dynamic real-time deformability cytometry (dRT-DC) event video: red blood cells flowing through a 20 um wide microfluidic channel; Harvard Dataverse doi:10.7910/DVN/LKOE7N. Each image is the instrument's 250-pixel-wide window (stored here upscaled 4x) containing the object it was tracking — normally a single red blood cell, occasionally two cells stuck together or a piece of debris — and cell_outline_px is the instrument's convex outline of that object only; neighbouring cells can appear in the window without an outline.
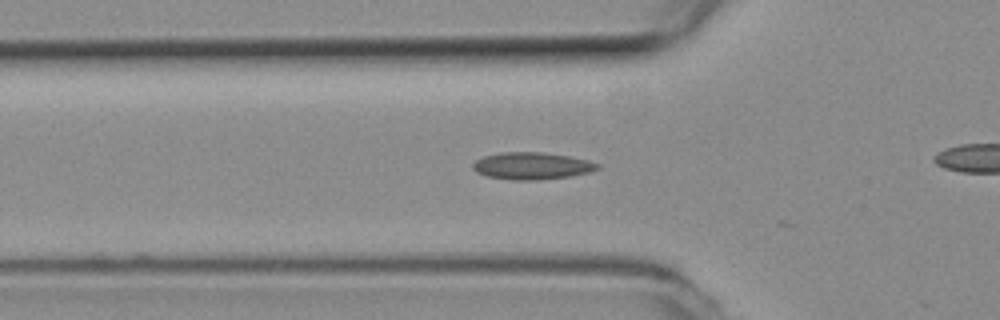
{"species": "common noctule bat (a hibernating species)", "species_latin": "Nyctalus noctula", "temperature_condition": "room temperature", "stored_images_in_passage": 10, "camera_frame_rate_fps": 3000, "um_per_image_px": 0.085, "animal": {"sex": "female", "body_mass_g": 19.3, "forearm_length_mm": 54.1}, "frame": {"image": 1, "passage_image": 8, "time_ms": 2.333, "image_size_px": [1000, 320], "cell_outline_px": [[600, 168], [588, 172], [572, 176], [540, 180], [508, 180], [488, 176], [476, 172], [472, 168], [472, 164], [476, 160], [484, 156], [500, 152], [540, 152], [568, 156], [588, 160], [600, 164]], "centroid_in_image_um": [45.2, 14.1], "position_along_channel_um": 80.6, "area_um2": 19.77}}